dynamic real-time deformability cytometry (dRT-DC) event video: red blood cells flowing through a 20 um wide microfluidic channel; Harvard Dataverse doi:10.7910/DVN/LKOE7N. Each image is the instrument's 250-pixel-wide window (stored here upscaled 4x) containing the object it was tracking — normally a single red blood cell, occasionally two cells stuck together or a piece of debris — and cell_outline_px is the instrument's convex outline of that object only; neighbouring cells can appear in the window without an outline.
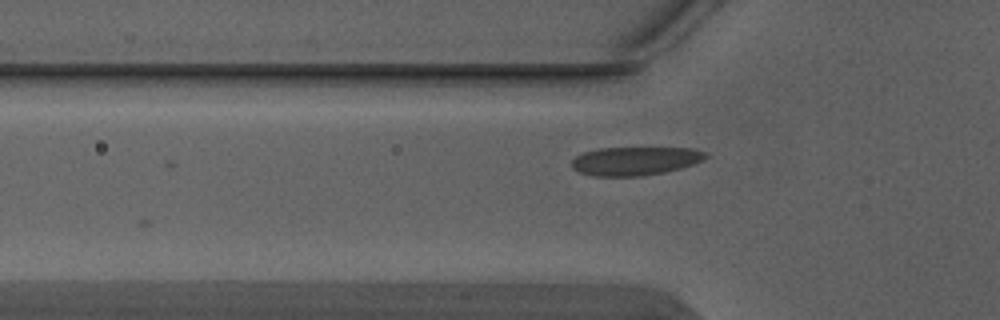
{"species": "Egyptian fruit bat (a non-hibernating species)", "species_latin": "Rousettus aegyptiacus", "temperature_condition": "warm", "stored_images_in_passage": 4, "camera_frame_rate_fps": 3000, "um_per_image_px": 0.085, "animal": {"sex": "male"}, "frame": {"image": 1, "passage_image": 4, "time_ms": 1.0, "image_size_px": [1000, 320], "cell_outline_px": [[708, 156], [692, 164], [680, 168], [664, 172], [640, 176], [592, 176], [580, 172], [572, 168], [572, 160], [576, 156], [584, 152], [600, 148], [692, 148], [708, 152]], "centroid_in_image_um": [53.97, 13.68], "position_along_channel_um": 71.8, "area_um2": 22.14}}